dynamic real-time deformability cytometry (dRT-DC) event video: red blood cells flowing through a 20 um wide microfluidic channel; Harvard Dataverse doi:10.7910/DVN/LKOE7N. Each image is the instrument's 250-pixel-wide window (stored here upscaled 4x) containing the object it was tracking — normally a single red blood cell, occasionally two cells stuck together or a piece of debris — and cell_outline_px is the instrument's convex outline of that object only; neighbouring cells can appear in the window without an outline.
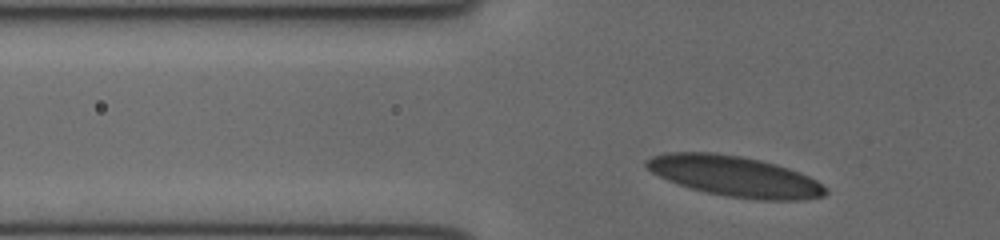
{"species": "human", "species_latin": "Homo sapiens", "temperature_condition": "cold", "stored_images_in_passage": 28, "camera_frame_rate_fps": 3000, "um_per_image_px": 0.085, "donor": {"sex": "female"}, "frame": {"image": 1, "passage_image": 3, "time_ms": 0.667, "image_size_px": [1000, 240], "cell_outline_px": [[828, 192], [824, 196], [804, 200], [760, 200], [728, 196], [708, 192], [676, 184], [652, 172], [644, 164], [644, 160], [652, 156], [664, 152], [716, 152], [740, 156], [760, 160], [776, 164], [800, 172], [816, 180], [828, 188]], "centroid_in_image_um": [62.47, 14.97], "position_along_channel_um": 63.3, "area_um2": 42.37}}
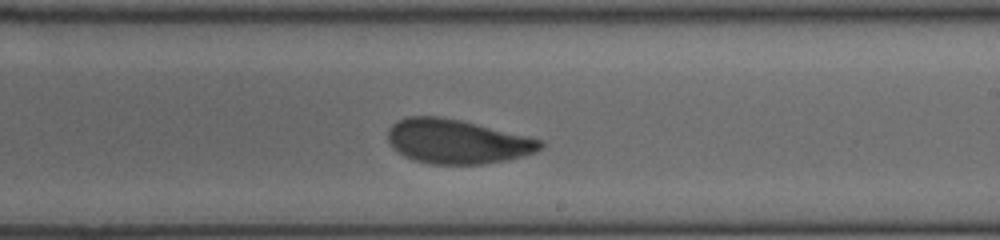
{"frame": {"image": 2, "passage_image": 17, "time_ms": 5.333, "image_size_px": [1000, 240], "cell_outline_px": [[544, 148], [536, 152], [508, 160], [484, 164], [428, 164], [412, 160], [404, 156], [392, 148], [388, 140], [388, 128], [392, 124], [408, 116], [440, 116], [460, 120], [544, 140]], "centroid_in_image_um": [38.85, 12.04], "position_along_channel_um": 250.1, "area_um2": 39.59}}
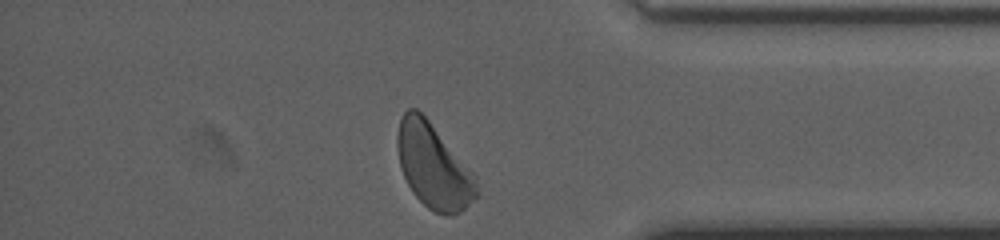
{"frame": {"image": 3, "passage_image": 28, "time_ms": 9.0, "image_size_px": [1000, 240], "cell_outline_px": [[480, 196], [460, 212], [452, 216], [448, 216], [436, 212], [428, 208], [412, 192], [404, 176], [400, 164], [396, 144], [396, 136], [400, 120], [404, 112], [408, 108], [416, 108], [428, 120], [476, 176], [480, 192]], "centroid_in_image_um": [36.86, 14.16], "position_along_channel_um": 398.3, "area_um2": 38.9}}